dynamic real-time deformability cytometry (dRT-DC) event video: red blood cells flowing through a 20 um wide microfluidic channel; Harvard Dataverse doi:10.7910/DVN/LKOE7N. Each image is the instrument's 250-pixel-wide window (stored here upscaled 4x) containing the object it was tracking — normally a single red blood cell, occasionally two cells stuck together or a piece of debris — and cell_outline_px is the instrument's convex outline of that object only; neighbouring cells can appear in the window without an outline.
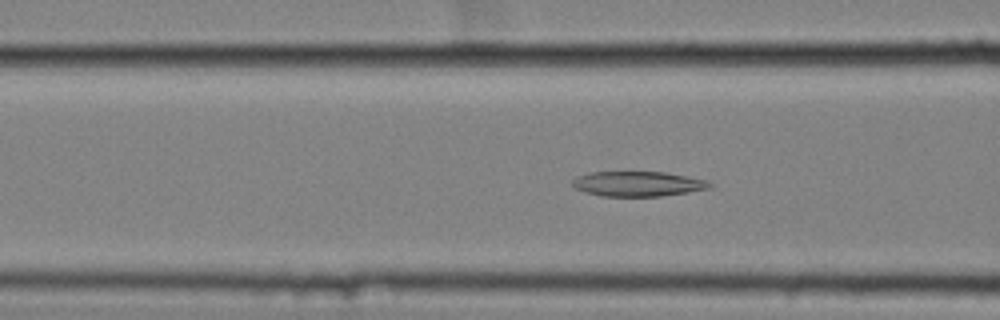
{"species": "common noctule bat (a hibernating species)", "species_latin": "Nyctalus noctula", "temperature_condition": "cold", "stored_images_in_passage": 46, "camera_frame_rate_fps": 3000, "um_per_image_px": 0.085, "animal": {"sex": "female", "body_mass_g": 25.1}, "frame": {"image": 1, "passage_image": 12, "time_ms": 3.667, "image_size_px": [1000, 320], "cell_outline_px": [[716, 184], [712, 188], [688, 192], [660, 196], [600, 196], [584, 192], [576, 188], [572, 184], [572, 180], [576, 176], [588, 172], [664, 172], [688, 176], [708, 180]], "centroid_in_image_um": [54.26, 15.62], "position_along_channel_um": 112.3, "area_um2": 20.23}}
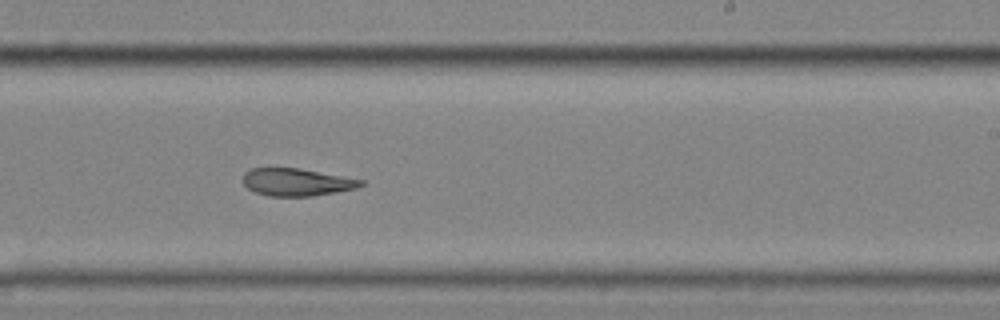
{"frame": {"image": 2, "passage_image": 25, "time_ms": 8.0, "image_size_px": [1000, 320], "cell_outline_px": [[364, 184], [356, 188], [336, 192], [312, 196], [268, 196], [256, 192], [248, 188], [244, 184], [244, 172], [252, 168], [300, 168], [364, 180]], "centroid_in_image_um": [25.22, 15.48], "position_along_channel_um": 263.8, "area_um2": 18.79}}
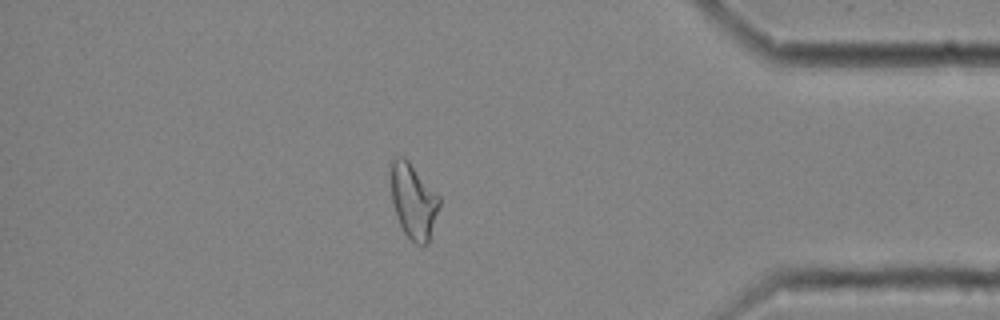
{"frame": {"image": 3, "passage_image": 39, "time_ms": 12.667, "image_size_px": [1000, 320], "cell_outline_px": [[440, 204], [428, 244], [420, 248], [404, 232], [400, 224], [392, 200], [388, 172], [388, 160], [392, 156], [404, 156], [408, 160], [440, 196]], "centroid_in_image_um": [35.09, 17.01], "position_along_channel_um": 400.1, "area_um2": 21.79}, "authors_computed_cell_mechanics": {"area_um2": 20.4612, "velocity_mm_per_s": 3.4999, "shape_relaxation_time_tau1_ms": null, "shape_relaxation_time_tau2_ms": 3.2554, "deformation_change_tau1": null, "deformation_change_tau2": 0.1175}}